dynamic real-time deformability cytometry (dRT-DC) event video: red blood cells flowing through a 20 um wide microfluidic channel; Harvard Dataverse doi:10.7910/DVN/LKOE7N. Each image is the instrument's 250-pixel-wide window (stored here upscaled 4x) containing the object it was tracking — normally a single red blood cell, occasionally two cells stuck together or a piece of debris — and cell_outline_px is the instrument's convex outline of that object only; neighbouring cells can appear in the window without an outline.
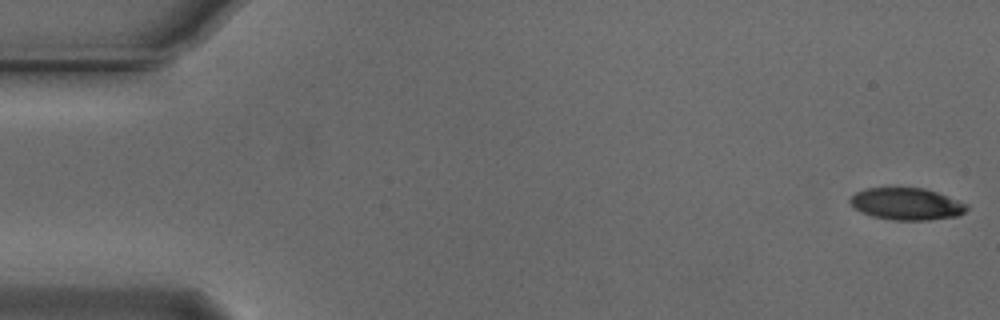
{"species": "Egyptian fruit bat (a non-hibernating species)", "species_latin": "Rousettus aegyptiacus", "temperature_condition": "cold", "stored_images_in_passage": 54, "camera_frame_rate_fps": 3000, "um_per_image_px": 0.085, "animal": {"sex": "male"}, "frame": {"image": 1, "passage_image": 1, "time_ms": 0.0, "image_size_px": [1000, 320], "cell_outline_px": [[968, 208], [964, 212], [956, 216], [928, 220], [892, 220], [872, 216], [860, 212], [848, 200], [856, 192], [864, 188], [924, 188], [948, 196], [968, 204]], "centroid_in_image_um": [77.05, 17.33], "position_along_channel_um": 7.9, "area_um2": 21.68}}
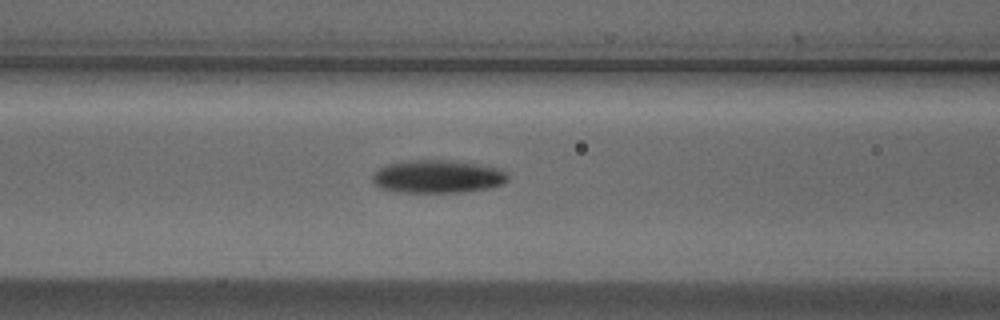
{"frame": {"image": 2, "passage_image": 22, "time_ms": 7.0, "image_size_px": [1000, 320], "cell_outline_px": [[508, 180], [504, 184], [488, 188], [464, 192], [396, 192], [380, 188], [372, 180], [372, 176], [380, 168], [388, 164], [408, 160], [452, 160], [480, 164], [500, 168], [508, 172]], "centroid_in_image_um": [37.25, 15.0], "position_along_channel_um": 129.4, "area_um2": 26.24}}
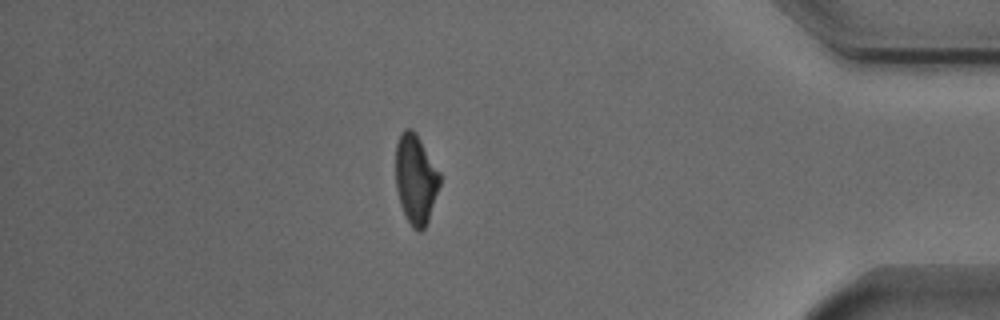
{"frame": {"image": 3, "passage_image": 47, "time_ms": 15.333, "image_size_px": [1000, 320], "cell_outline_px": [[440, 184], [428, 220], [424, 228], [420, 232], [416, 232], [412, 228], [400, 204], [396, 188], [396, 144], [400, 132], [404, 128], [412, 128], [416, 132], [440, 172]], "centroid_in_image_um": [35.33, 15.2], "position_along_channel_um": 399.9, "area_um2": 23.12}, "authors_computed_cell_mechanics": {"area_um2": 23.8136, "velocity_mm_per_s": 3.7457, "shape_relaxation_time_tau1_ms": 3.3894, "shape_relaxation_time_tau2_ms": 4.8176, "deformation_change_tau1": 0.1295, "deformation_change_tau2": 0.1091}}